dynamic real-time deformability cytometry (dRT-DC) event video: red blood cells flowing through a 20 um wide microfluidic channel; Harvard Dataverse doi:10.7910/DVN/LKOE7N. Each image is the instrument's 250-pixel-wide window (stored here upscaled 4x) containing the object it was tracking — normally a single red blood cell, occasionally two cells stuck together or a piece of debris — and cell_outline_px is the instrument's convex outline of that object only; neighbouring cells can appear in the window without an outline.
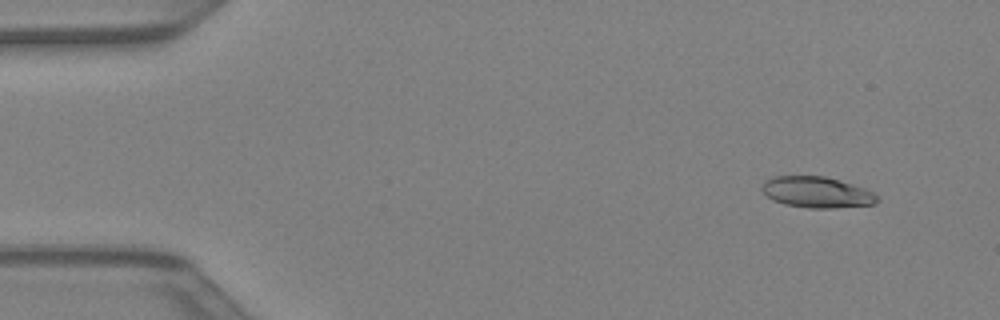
{"species": "Egyptian fruit bat (a non-hibernating species)", "species_latin": "Rousettus aegyptiacus", "temperature_condition": "warm", "stored_images_in_passage": 9, "camera_frame_rate_fps": 3000, "um_per_image_px": 0.085, "animal": {"sex": "female"}, "frame": {"image": 1, "passage_image": 3, "time_ms": 0.667, "image_size_px": [1000, 320], "cell_outline_px": [[880, 200], [876, 204], [832, 208], [808, 208], [784, 204], [768, 196], [760, 188], [768, 180], [776, 176], [824, 176], [852, 184], [864, 188], [880, 196]], "centroid_in_image_um": [69.49, 16.35], "position_along_channel_um": 15.5, "area_um2": 20.63}}